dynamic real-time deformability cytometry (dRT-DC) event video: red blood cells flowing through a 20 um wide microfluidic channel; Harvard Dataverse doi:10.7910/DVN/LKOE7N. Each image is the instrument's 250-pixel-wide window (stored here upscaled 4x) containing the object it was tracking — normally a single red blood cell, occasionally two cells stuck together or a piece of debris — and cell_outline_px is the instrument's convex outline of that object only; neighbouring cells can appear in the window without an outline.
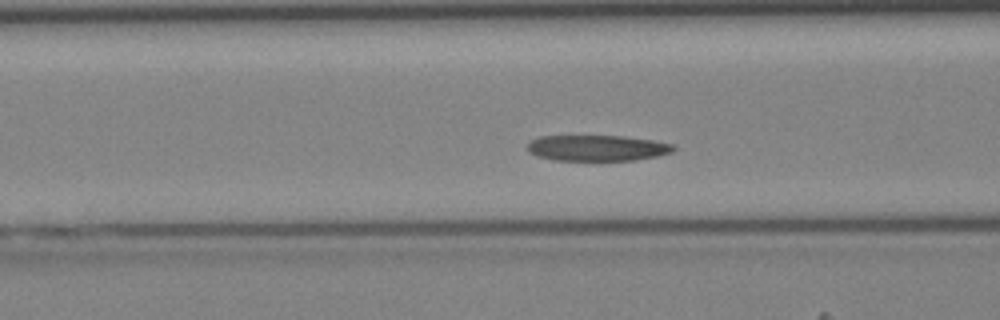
{"species": "Egyptian fruit bat (a non-hibernating species)", "species_latin": "Rousettus aegyptiacus", "temperature_condition": "cold", "stored_images_in_passage": 33, "camera_frame_rate_fps": 3000, "um_per_image_px": 0.085, "animal": {"sex": "female"}, "frame": {"image": 1, "passage_image": 7, "time_ms": 2.0, "image_size_px": [1000, 320], "cell_outline_px": [[676, 148], [672, 152], [656, 156], [636, 160], [552, 160], [536, 156], [528, 152], [528, 144], [532, 140], [540, 136], [624, 136], [652, 140], [672, 144]], "centroid_in_image_um": [50.75, 12.58], "position_along_channel_um": 115.9, "area_um2": 21.96}}
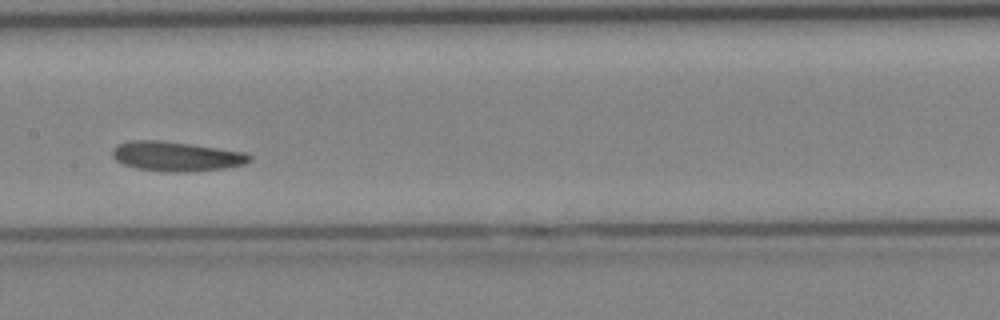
{"frame": {"image": 2, "passage_image": 12, "time_ms": 3.667, "image_size_px": [1000, 320], "cell_outline_px": [[252, 160], [244, 164], [224, 168], [184, 172], [160, 172], [136, 168], [124, 164], [116, 160], [112, 156], [112, 152], [116, 144], [132, 140], [160, 140], [192, 144], [244, 152], [252, 156]], "centroid_in_image_um": [14.96, 13.29], "position_along_channel_um": 192.4, "area_um2": 23.76}}
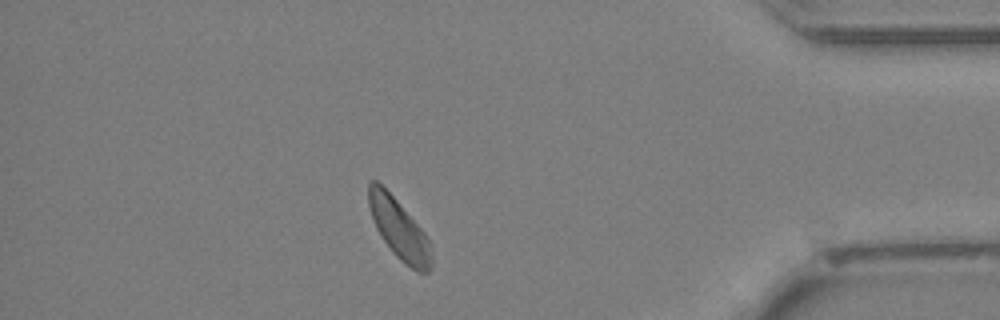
{"frame": {"image": 3, "passage_image": 28, "time_ms": 9.0, "image_size_px": [1000, 320], "cell_outline_px": [[432, 264], [428, 272], [416, 272], [400, 260], [392, 252], [376, 228], [372, 220], [368, 204], [368, 184], [372, 180], [376, 180], [396, 200], [424, 232], [432, 244]], "centroid_in_image_um": [33.93, 19.51], "position_along_channel_um": 401.3, "area_um2": 21.85}}